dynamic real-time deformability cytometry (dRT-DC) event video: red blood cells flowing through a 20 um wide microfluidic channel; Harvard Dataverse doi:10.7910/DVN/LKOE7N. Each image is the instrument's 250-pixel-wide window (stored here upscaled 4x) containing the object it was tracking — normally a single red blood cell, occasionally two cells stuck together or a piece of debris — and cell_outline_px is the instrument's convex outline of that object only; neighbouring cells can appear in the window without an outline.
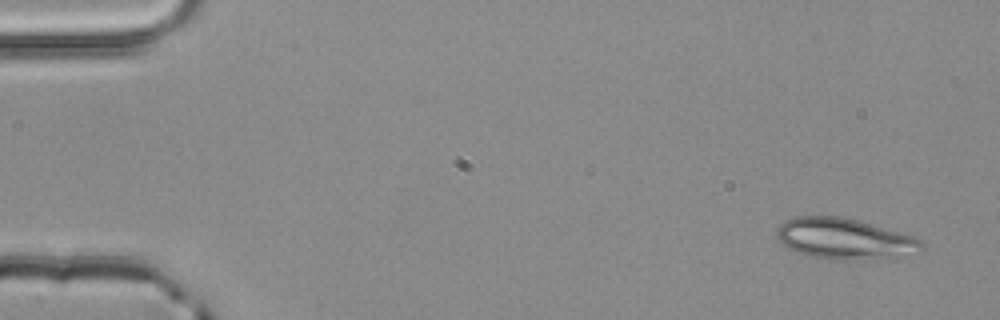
{"species": "common noctule bat (a hibernating species)", "species_latin": "Nyctalus noctula", "temperature_condition": "room temperature", "stored_images_in_passage": 4, "camera_frame_rate_fps": 3000, "um_per_image_px": 0.085, "animal": {"sex": "male", "body_mass_g": 20.4}, "frame": {"image": 1, "passage_image": 1, "time_ms": 0.0, "image_size_px": [1000, 320], "cell_outline_px": [[924, 248], [888, 256], [844, 260], [812, 256], [788, 248], [780, 244], [776, 236], [776, 228], [784, 220], [792, 216], [840, 216], [856, 220], [912, 236], [920, 240], [924, 244]], "centroid_in_image_um": [71.61, 20.25], "position_along_channel_um": 13.4, "area_um2": 33.41}}